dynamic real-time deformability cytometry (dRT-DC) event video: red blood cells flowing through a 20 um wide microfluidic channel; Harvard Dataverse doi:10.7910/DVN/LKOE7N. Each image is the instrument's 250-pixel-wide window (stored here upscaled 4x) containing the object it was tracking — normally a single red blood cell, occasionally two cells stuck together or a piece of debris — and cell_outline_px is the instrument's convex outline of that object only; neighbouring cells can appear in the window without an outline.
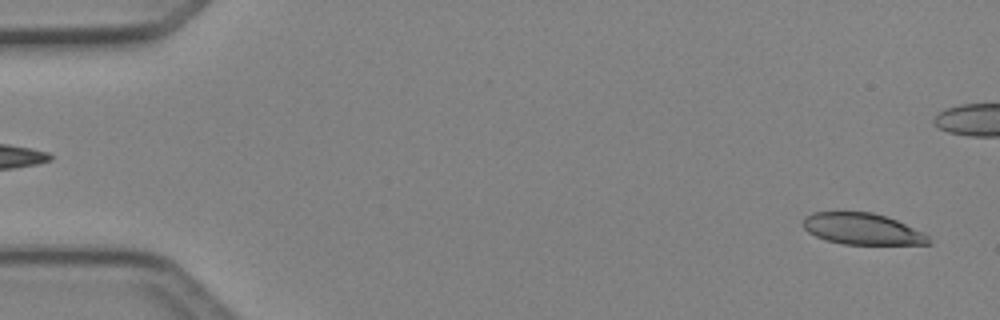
{"species": "Egyptian fruit bat (a non-hibernating species)", "species_latin": "Rousettus aegyptiacus", "temperature_condition": "cold", "stored_images_in_passage": 50, "camera_frame_rate_fps": 3000, "um_per_image_px": 0.085, "animal": {"sex": "female"}, "frame": {"image": 1, "passage_image": 2, "time_ms": 0.333, "image_size_px": [1000, 320], "cell_outline_px": [[932, 244], [844, 244], [828, 240], [816, 236], [808, 232], [800, 224], [804, 216], [812, 212], [872, 212], [896, 220], [924, 232], [932, 240]], "centroid_in_image_um": [73.28, 19.45], "position_along_channel_um": 11.7, "area_um2": 23.0}}
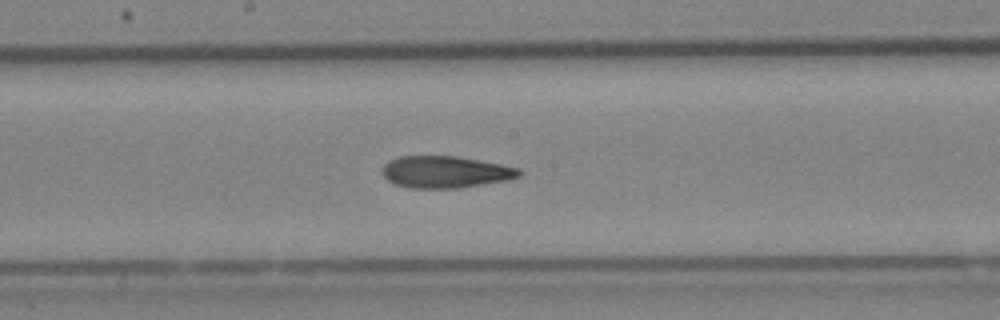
{"frame": {"image": 2, "passage_image": 26, "time_ms": 8.333, "image_size_px": [1000, 320], "cell_outline_px": [[524, 172], [520, 176], [508, 180], [460, 188], [408, 188], [396, 184], [388, 180], [380, 172], [384, 164], [388, 160], [400, 156], [456, 156], [500, 164], [520, 168]], "centroid_in_image_um": [37.86, 14.62], "position_along_channel_um": 210.3, "area_um2": 25.61}}
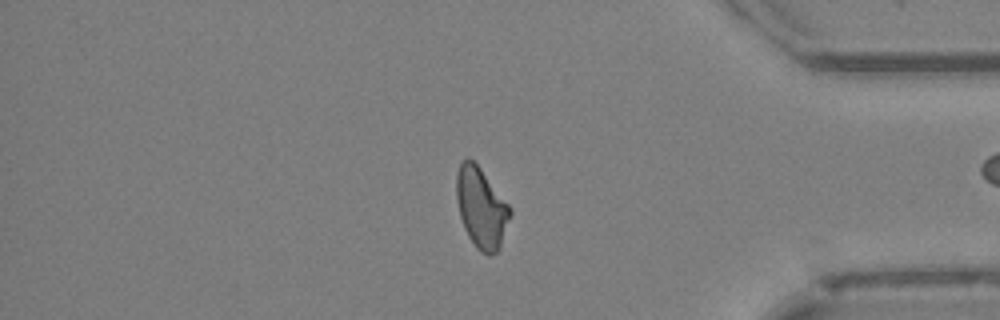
{"frame": {"image": 3, "passage_image": 41, "time_ms": 13.333, "image_size_px": [1000, 320], "cell_outline_px": [[512, 216], [500, 248], [496, 252], [488, 256], [480, 252], [476, 248], [468, 236], [464, 228], [460, 216], [456, 200], [456, 176], [460, 164], [468, 156], [480, 168], [508, 204], [512, 212]], "centroid_in_image_um": [40.91, 17.71], "position_along_channel_um": 394.3, "area_um2": 25.2}, "authors_computed_cell_mechanics": {"area_um2": 25.143, "velocity_mm_per_s": 4.1734, "shape_relaxation_time_tau1_ms": null, "shape_relaxation_time_tau2_ms": 4.8741, "deformation_change_tau1": null, "deformation_change_tau2": 0.1474}}